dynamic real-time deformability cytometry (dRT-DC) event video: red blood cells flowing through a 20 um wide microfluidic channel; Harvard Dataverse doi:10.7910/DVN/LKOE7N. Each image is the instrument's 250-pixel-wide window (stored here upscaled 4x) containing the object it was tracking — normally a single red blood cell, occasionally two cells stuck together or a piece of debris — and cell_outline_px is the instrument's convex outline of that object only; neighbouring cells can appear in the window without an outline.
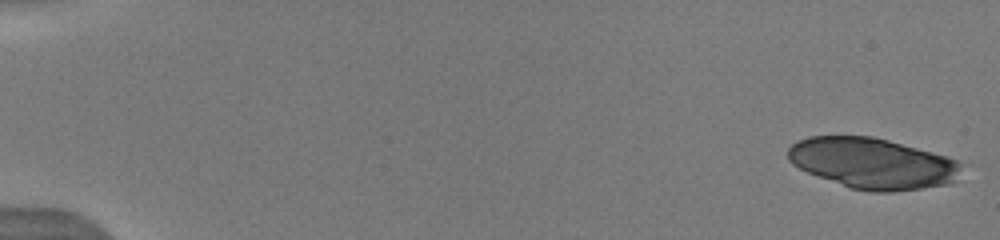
{"species": "human", "species_latin": "Homo sapiens", "temperature_condition": "warm", "stored_images_in_passage": 19, "camera_frame_rate_fps": 3000, "um_per_image_px": 0.085, "donor": {"sex": "male"}, "frame": {"image": 1, "passage_image": 1, "time_ms": 0.0, "image_size_px": [1000, 240], "cell_outline_px": [[960, 164], [952, 184], [892, 192], [872, 192], [848, 188], [808, 172], [792, 164], [788, 160], [788, 148], [796, 140], [808, 136], [872, 136], [888, 140], [948, 156], [956, 160]], "centroid_in_image_um": [74.12, 13.88], "position_along_channel_um": 10.9, "area_um2": 51.27}}
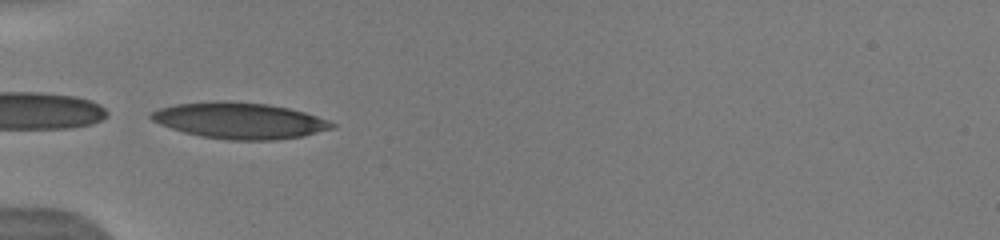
{"frame": {"image": 2, "passage_image": 10, "time_ms": 5.667, "image_size_px": [1000, 240], "cell_outline_px": [[336, 128], [304, 136], [276, 140], [228, 140], [200, 136], [184, 132], [160, 124], [152, 120], [148, 116], [152, 112], [160, 108], [176, 104], [212, 100], [228, 100], [268, 104], [288, 108], [304, 112], [328, 120], [336, 124]], "centroid_in_image_um": [20.39, 10.25], "position_along_channel_um": 64.6, "area_um2": 38.38}}